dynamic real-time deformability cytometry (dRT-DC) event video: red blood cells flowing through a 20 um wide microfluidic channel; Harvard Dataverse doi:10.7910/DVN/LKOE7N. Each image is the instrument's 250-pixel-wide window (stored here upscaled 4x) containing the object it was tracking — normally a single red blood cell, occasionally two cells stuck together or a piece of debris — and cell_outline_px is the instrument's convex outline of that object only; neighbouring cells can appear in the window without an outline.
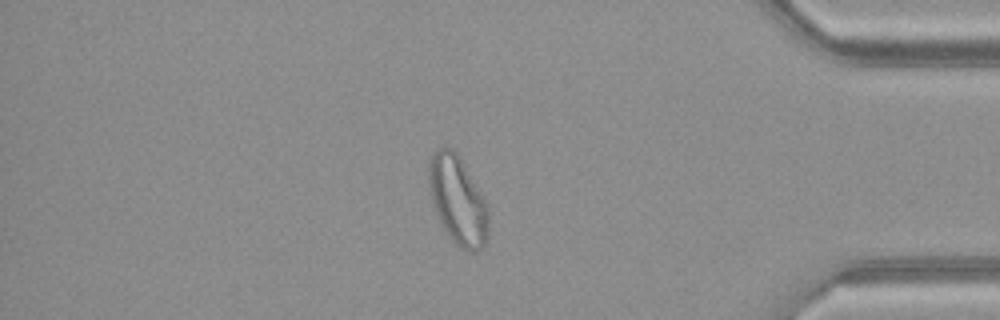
{"species": "common noctule bat (a hibernating species)", "species_latin": "Nyctalus noctula", "temperature_condition": "warm", "stored_images_in_passage": 49, "camera_frame_rate_fps": 3000, "um_per_image_px": 0.085, "animal": {"sex": "female", "body_mass_g": 21.9}, "frame": {"image": 1, "passage_image": 42, "time_ms": 13.667, "image_size_px": [1000, 320], "cell_outline_px": [[488, 232], [484, 244], [476, 252], [468, 252], [460, 248], [452, 240], [440, 224], [432, 200], [428, 184], [428, 160], [440, 148], [452, 148], [456, 152], [488, 204]], "centroid_in_image_um": [38.91, 17.05], "position_along_channel_um": 396.3, "area_um2": 30.58}}